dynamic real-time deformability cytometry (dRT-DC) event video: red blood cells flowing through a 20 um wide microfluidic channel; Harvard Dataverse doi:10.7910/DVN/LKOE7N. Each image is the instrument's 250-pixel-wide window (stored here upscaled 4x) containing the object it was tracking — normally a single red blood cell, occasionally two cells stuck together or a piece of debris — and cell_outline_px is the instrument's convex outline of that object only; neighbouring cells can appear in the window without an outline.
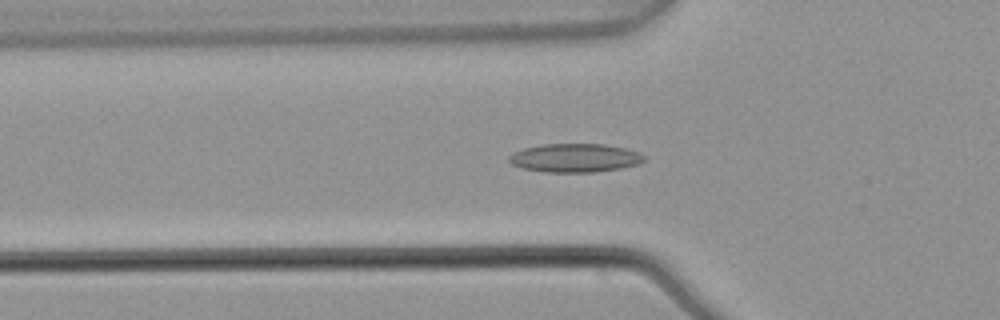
{"species": "common noctule bat (a hibernating species)", "species_latin": "Nyctalus noctula", "temperature_condition": "warm", "stored_images_in_passage": 5, "camera_frame_rate_fps": 3000, "um_per_image_px": 0.085, "animal": {"sex": "male", "body_mass_g": 21.5, "forearm_length_mm": 52.0}, "frame": {"image": 1, "passage_image": 5, "time_ms": 1.333, "image_size_px": [1000, 320], "cell_outline_px": [[644, 160], [640, 164], [620, 168], [596, 172], [548, 172], [524, 168], [512, 164], [508, 160], [508, 156], [524, 148], [544, 144], [604, 144], [624, 148], [640, 152], [644, 156]], "centroid_in_image_um": [48.9, 13.42], "position_along_channel_um": 76.9, "area_um2": 22.37}}